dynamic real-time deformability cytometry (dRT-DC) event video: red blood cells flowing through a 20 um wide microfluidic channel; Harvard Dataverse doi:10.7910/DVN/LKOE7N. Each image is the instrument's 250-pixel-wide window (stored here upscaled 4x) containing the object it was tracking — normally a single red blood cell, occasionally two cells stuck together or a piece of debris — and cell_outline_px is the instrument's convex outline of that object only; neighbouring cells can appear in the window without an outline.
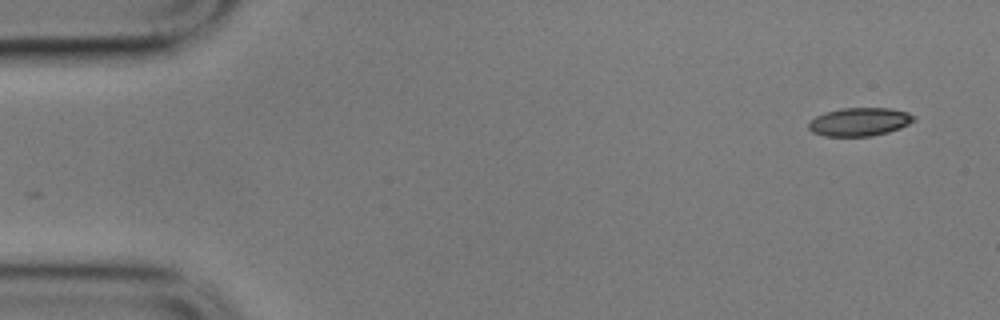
{"species": "common noctule bat (a hibernating species)", "species_latin": "Nyctalus noctula", "temperature_condition": "cold", "stored_images_in_passage": 54, "camera_frame_rate_fps": 3000, "um_per_image_px": 0.085, "animal": {"sex": "male", "body_mass_g": 17.9}, "frame": {"image": 1, "passage_image": 1, "time_ms": 0.0, "image_size_px": [1000, 320], "cell_outline_px": [[916, 120], [900, 128], [888, 132], [872, 136], [824, 136], [812, 132], [808, 128], [808, 120], [824, 112], [844, 108], [888, 108], [908, 112], [916, 116]], "centroid_in_image_um": [73.05, 10.35], "position_along_channel_um": 12.0, "area_um2": 17.51}}
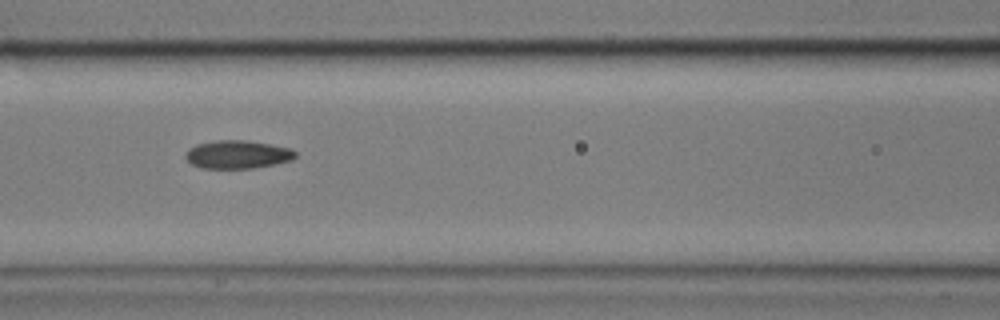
{"frame": {"image": 2, "passage_image": 22, "time_ms": 7.0, "image_size_px": [1000, 320], "cell_outline_px": [[296, 156], [292, 160], [276, 164], [252, 168], [200, 168], [192, 164], [184, 156], [188, 148], [196, 144], [216, 140], [244, 140], [292, 148], [296, 152]], "centroid_in_image_um": [20.18, 13.13], "position_along_channel_um": 146.4, "area_um2": 18.09}}
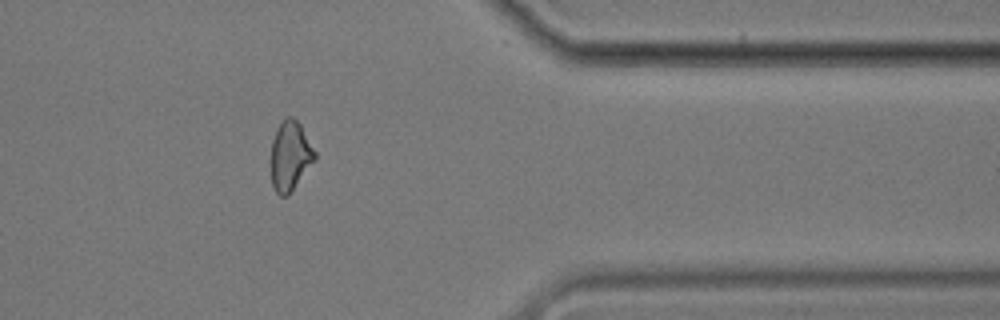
{"frame": {"image": 3, "passage_image": 44, "time_ms": 14.333, "image_size_px": [1000, 320], "cell_outline_px": [[316, 160], [288, 196], [280, 196], [276, 192], [272, 184], [272, 140], [276, 128], [288, 116], [292, 116], [300, 124], [316, 152]], "centroid_in_image_um": [24.69, 13.26], "position_along_channel_um": 386.7, "area_um2": 17.69}, "authors_computed_cell_mechanics": {"area_um2": 18.2359, "velocity_mm_per_s": 3.5181, "shape_relaxation_time_tau1_ms": 6.2009, "shape_relaxation_time_tau2_ms": 4.251, "deformation_change_tau1": 0.112, "deformation_change_tau2": 0.0975}}